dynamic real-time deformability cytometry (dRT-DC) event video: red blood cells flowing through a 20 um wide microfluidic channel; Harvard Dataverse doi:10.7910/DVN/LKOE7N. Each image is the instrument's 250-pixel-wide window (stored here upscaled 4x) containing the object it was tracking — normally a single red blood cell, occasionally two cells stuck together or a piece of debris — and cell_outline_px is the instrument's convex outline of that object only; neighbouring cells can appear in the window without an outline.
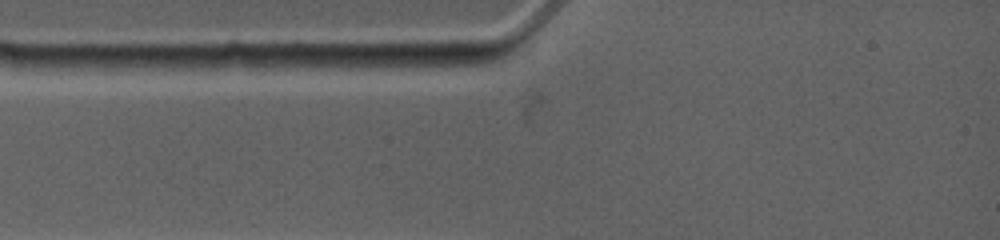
{"species": "common noctule bat (a hibernating species)", "species_latin": "Nyctalus noctula", "temperature_condition": "warm", "stored_images_in_passage": 1, "camera_frame_rate_fps": 4500, "um_per_image_px": 0.085, "animal": {"sex": "female", "body_mass_g": 19.0, "forearm_length_mm": 53.3}, "frame": {"image": 1, "passage_image": 1, "time_ms": 0.0, "image_size_px": [1000, 240], "cell_outline_px": [[480, 64], [448, 72], [396, 72], [356, 64], [364, 56], [412, 56]], "centroid_in_image_um": [35.07, 5.45], "position_along_channel_um": 49.9, "area_um2": 10.06}}